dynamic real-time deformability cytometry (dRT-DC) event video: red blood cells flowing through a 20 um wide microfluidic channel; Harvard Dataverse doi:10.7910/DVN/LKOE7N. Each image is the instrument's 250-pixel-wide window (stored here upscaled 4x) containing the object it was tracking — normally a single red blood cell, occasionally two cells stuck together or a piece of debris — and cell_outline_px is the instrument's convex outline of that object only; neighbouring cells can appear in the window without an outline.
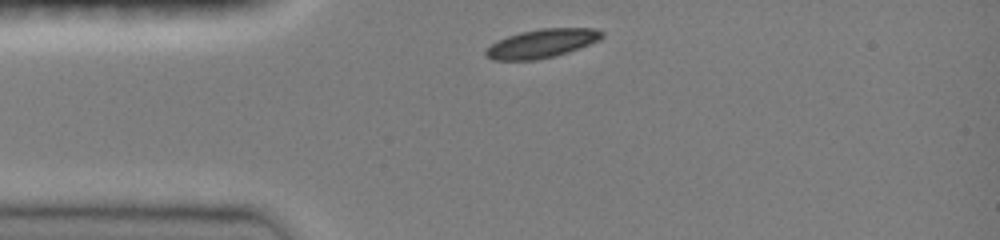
{"species": "common noctule bat (a hibernating species)", "species_latin": "Nyctalus noctula", "temperature_condition": "room temperature", "stored_images_in_passage": 3, "camera_frame_rate_fps": 3000, "um_per_image_px": 0.085, "animal": {"sex": "female", "body_mass_g": 19.0, "forearm_length_mm": 51.5}, "frame": {"image": 1, "passage_image": 1, "time_ms": 0.0, "image_size_px": [1000, 240], "cell_outline_px": [[604, 36], [600, 40], [568, 52], [556, 56], [536, 60], [492, 60], [484, 56], [484, 52], [492, 44], [508, 36], [520, 32], [540, 28], [596, 28], [604, 32]], "centroid_in_image_um": [46.08, 3.69], "position_along_channel_um": 38.9, "area_um2": 19.48}}